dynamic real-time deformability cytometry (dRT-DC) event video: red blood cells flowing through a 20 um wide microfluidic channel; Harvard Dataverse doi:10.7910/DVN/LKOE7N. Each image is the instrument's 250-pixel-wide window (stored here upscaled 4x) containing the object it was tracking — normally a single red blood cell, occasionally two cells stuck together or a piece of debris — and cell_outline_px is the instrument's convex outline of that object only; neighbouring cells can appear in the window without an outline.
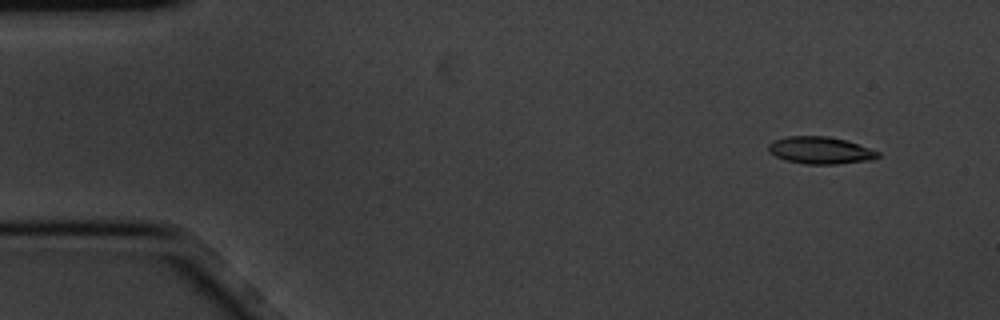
{"species": "common noctule bat (a hibernating species)", "species_latin": "Nyctalus noctula", "temperature_condition": "cold", "stored_images_in_passage": 5, "camera_frame_rate_fps": 3000, "um_per_image_px": 0.085, "animal": {"sex": "male", "body_mass_g": 20.1, "forearm_length_mm": 53.5}, "frame": {"image": 1, "passage_image": 2, "time_ms": 0.333, "image_size_px": [1000, 320], "cell_outline_px": [[880, 156], [872, 160], [836, 164], [804, 164], [784, 160], [768, 152], [768, 144], [772, 140], [788, 136], [828, 136], [844, 140], [880, 152]], "centroid_in_image_um": [69.68, 12.78], "position_along_channel_um": 15.3, "area_um2": 17.34}}
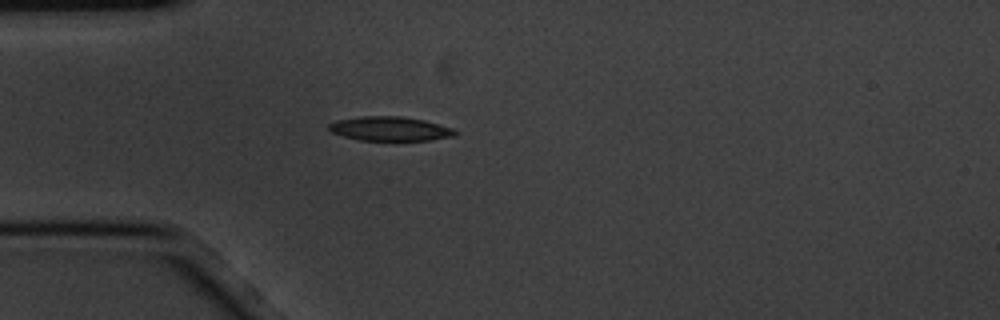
{"frame": {"image": 2, "passage_image": 4, "time_ms": 1.0, "image_size_px": [1000, 320], "cell_outline_px": [[460, 132], [456, 136], [428, 140], [360, 140], [344, 136], [332, 132], [328, 128], [328, 124], [336, 120], [360, 116], [400, 116], [424, 120], [452, 128]], "centroid_in_image_um": [33.17, 10.94], "position_along_channel_um": 51.8, "area_um2": 17.8}}